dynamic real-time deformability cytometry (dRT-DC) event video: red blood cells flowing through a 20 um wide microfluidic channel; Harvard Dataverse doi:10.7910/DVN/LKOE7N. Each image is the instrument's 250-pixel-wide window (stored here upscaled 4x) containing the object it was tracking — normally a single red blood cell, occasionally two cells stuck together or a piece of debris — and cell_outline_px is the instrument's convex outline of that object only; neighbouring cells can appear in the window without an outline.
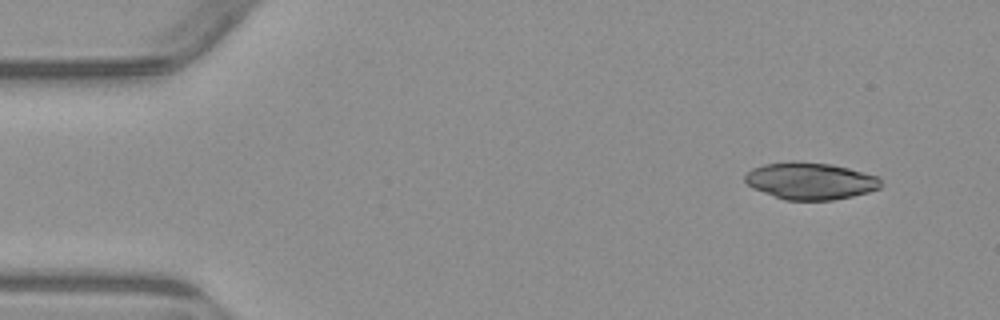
{"species": "common noctule bat (a hibernating species)", "species_latin": "Nyctalus noctula", "temperature_condition": "warm", "stored_images_in_passage": 5, "segment_of_instrument_passage": [2, 2], "camera_frame_rate_fps": 3000, "um_per_image_px": 0.085, "animal": {"sex": "male", "body_mass_g": 23.1, "forearm_length_mm": 52.7}, "frame": {"image": 1, "passage_image": 5, "time_ms": 4.667, "image_size_px": [1000, 320], "cell_outline_px": [[880, 188], [868, 192], [852, 196], [832, 200], [784, 200], [752, 188], [744, 180], [744, 176], [752, 168], [764, 164], [792, 160], [796, 160], [832, 164], [880, 176]], "centroid_in_image_um": [68.86, 15.36], "position_along_channel_um": 16.1, "area_um2": 29.54}}